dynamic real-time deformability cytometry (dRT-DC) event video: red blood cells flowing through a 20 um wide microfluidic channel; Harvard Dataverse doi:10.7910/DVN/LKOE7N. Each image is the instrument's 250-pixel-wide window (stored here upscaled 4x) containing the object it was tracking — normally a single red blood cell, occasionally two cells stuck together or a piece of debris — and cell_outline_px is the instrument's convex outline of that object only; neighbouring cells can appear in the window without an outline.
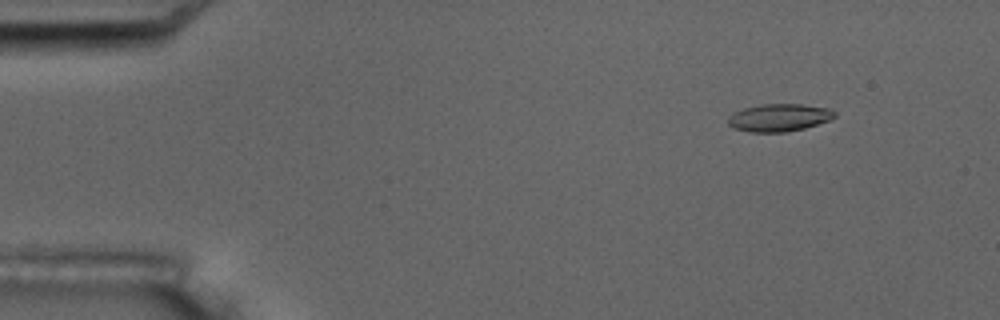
{"species": "common noctule bat (a hibernating species)", "species_latin": "Nyctalus noctula", "temperature_condition": "room temperature", "stored_images_in_passage": 4, "camera_frame_rate_fps": 3000, "um_per_image_px": 0.085, "animal": {"sex": "male", "body_mass_g": 17.5, "forearm_length_mm": 52.3}, "frame": {"image": 1, "passage_image": 2, "time_ms": 1.333, "image_size_px": [1000, 320], "cell_outline_px": [[836, 116], [832, 120], [804, 128], [788, 132], [748, 132], [732, 128], [728, 124], [728, 116], [732, 112], [744, 108], [760, 104], [800, 104], [832, 108], [836, 112]], "centroid_in_image_um": [66.23, 9.99], "position_along_channel_um": 18.8, "area_um2": 17.51}}